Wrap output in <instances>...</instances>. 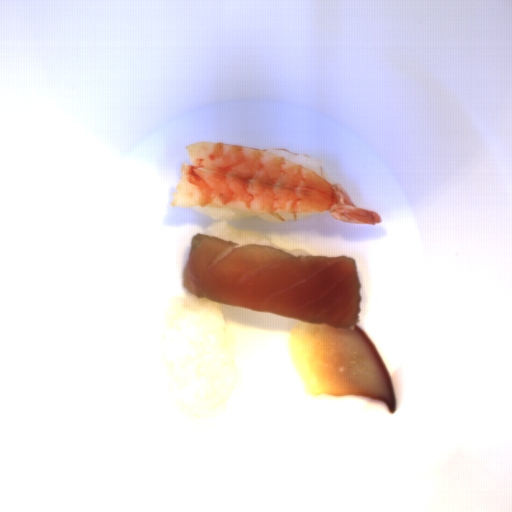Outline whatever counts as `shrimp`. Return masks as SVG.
I'll return each mask as SVG.
<instances>
[{"instance_id":"obj_1","label":"shrimp","mask_w":512,"mask_h":512,"mask_svg":"<svg viewBox=\"0 0 512 512\" xmlns=\"http://www.w3.org/2000/svg\"><path fill=\"white\" fill-rule=\"evenodd\" d=\"M173 188L174 208L264 213L280 223L326 213L347 223H381L379 214L355 205L343 186L309 168L262 148L217 142L185 145Z\"/></svg>"}]
</instances>
